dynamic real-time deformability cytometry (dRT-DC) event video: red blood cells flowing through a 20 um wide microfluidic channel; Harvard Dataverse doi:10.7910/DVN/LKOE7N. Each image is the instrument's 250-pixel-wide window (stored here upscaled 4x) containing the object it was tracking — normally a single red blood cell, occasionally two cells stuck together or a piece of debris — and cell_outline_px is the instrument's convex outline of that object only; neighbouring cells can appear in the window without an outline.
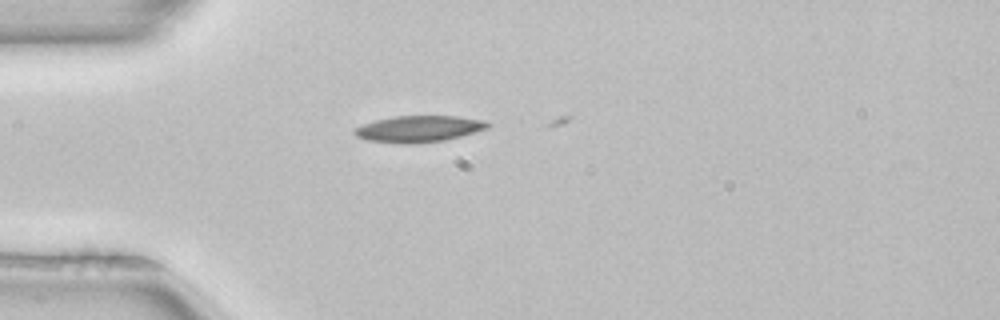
{"species": "common noctule bat (a hibernating species)", "species_latin": "Nyctalus noctula", "temperature_condition": "room temperature", "stored_images_in_passage": 7, "camera_frame_rate_fps": 3000, "um_per_image_px": 0.085, "animal": {"sex": "female", "body_mass_g": 22.7, "forearm_length_mm": 54.2}, "frame": {"image": 1, "passage_image": 4, "time_ms": 1.0, "image_size_px": [1000, 320], "cell_outline_px": [[492, 124], [488, 128], [460, 136], [444, 140], [416, 144], [400, 144], [364, 140], [356, 136], [352, 132], [356, 128], [364, 124], [376, 120], [396, 116], [460, 116], [484, 120]], "centroid_in_image_um": [35.6, 10.96], "position_along_channel_um": 49.4, "area_um2": 20.63}}